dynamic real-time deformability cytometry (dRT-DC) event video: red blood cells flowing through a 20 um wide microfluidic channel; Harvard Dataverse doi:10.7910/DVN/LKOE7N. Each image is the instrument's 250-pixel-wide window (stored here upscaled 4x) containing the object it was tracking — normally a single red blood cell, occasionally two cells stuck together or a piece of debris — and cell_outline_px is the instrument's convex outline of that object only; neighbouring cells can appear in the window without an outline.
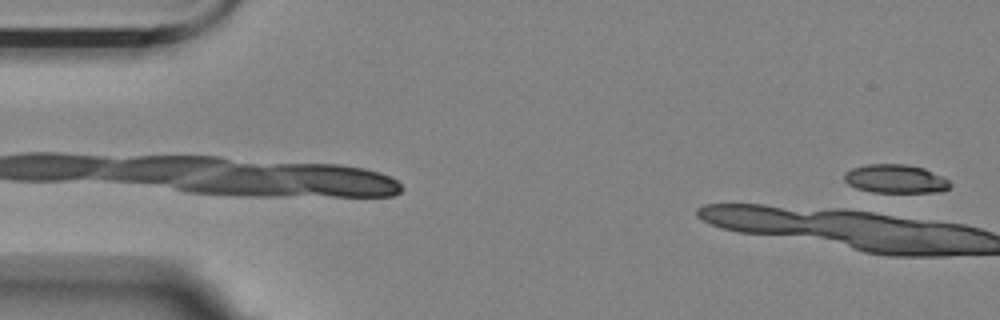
{"species": "Egyptian fruit bat (a non-hibernating species)", "species_latin": "Rousettus aegyptiacus", "temperature_condition": "room temperature", "stored_images_in_passage": 2, "camera_frame_rate_fps": 3000, "um_per_image_px": 0.085, "animal": {"sex": "female"}, "frame": {"image": 1, "passage_image": 2, "time_ms": 0.333, "image_size_px": [1000, 320], "cell_outline_px": [[952, 184], [944, 192], [872, 192], [856, 188], [848, 184], [844, 180], [844, 172], [852, 168], [868, 164], [908, 164], [924, 168], [948, 180]], "centroid_in_image_um": [76.1, 15.2], "position_along_channel_um": 8.9, "area_um2": 17.69}}